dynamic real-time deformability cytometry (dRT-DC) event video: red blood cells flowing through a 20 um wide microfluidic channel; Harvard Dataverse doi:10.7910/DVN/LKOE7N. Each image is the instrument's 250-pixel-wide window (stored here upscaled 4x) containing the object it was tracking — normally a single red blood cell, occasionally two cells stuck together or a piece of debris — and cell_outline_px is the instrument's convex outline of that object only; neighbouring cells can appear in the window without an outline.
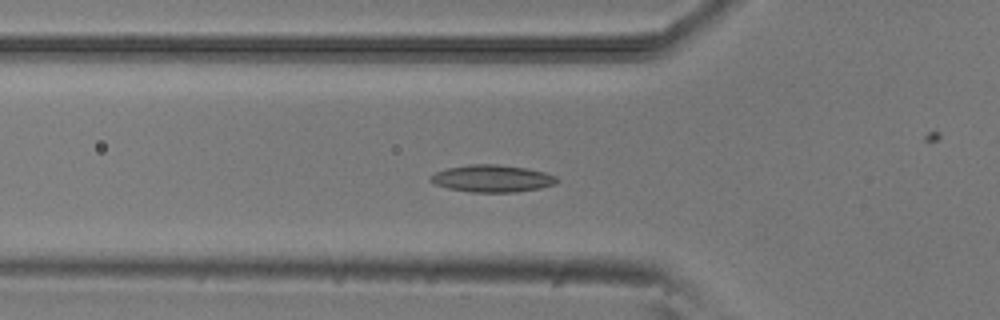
{"species": "common noctule bat (a hibernating species)", "species_latin": "Nyctalus noctula", "temperature_condition": "room temperature", "stored_images_in_passage": 38, "camera_frame_rate_fps": 3000, "um_per_image_px": 0.085, "animal": {"sex": "male", "body_mass_g": 20.5, "forearm_length_mm": 52.5}, "frame": {"image": 1, "passage_image": 2, "time_ms": 0.333, "image_size_px": [1000, 320], "cell_outline_px": [[560, 180], [556, 184], [540, 188], [516, 192], [472, 192], [448, 188], [436, 184], [428, 180], [428, 176], [436, 172], [448, 168], [468, 164], [496, 164], [524, 168], [544, 172], [556, 176]], "centroid_in_image_um": [41.83, 15.17], "position_along_channel_um": 84.0, "area_um2": 20.0}}
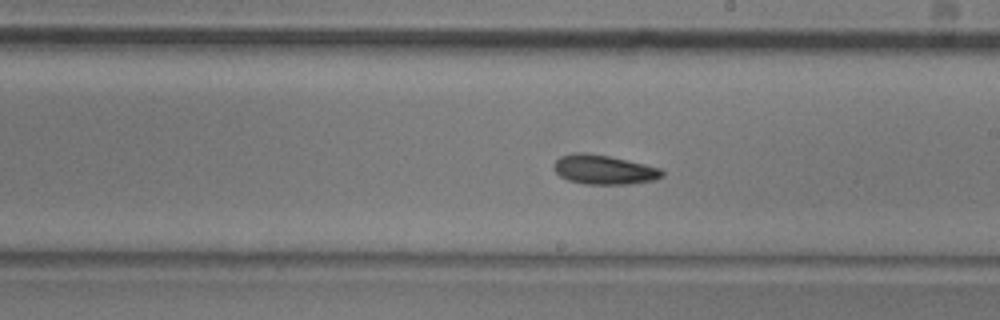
{"frame": {"image": 2, "passage_image": 14, "time_ms": 4.333, "image_size_px": [1000, 320], "cell_outline_px": [[664, 176], [656, 180], [632, 184], [584, 184], [568, 180], [560, 176], [552, 168], [552, 164], [560, 156], [572, 152], [584, 152], [608, 156], [644, 164], [660, 168], [664, 172]], "centroid_in_image_um": [51.31, 14.42], "position_along_channel_um": 237.7, "area_um2": 18.73}}
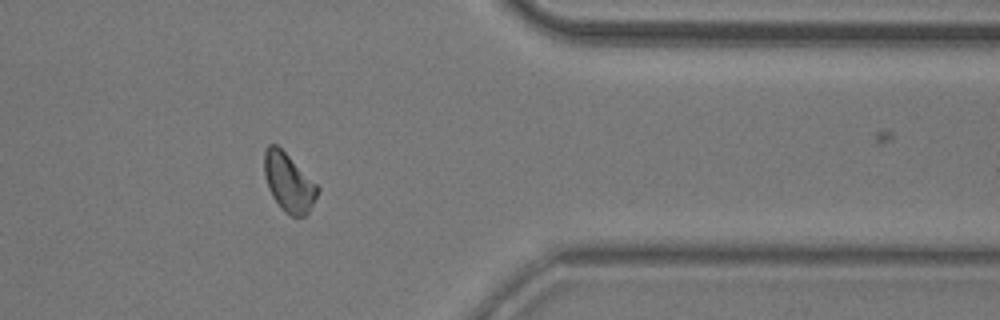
{"frame": {"image": 3, "passage_image": 27, "time_ms": 8.667, "image_size_px": [1000, 320], "cell_outline_px": [[320, 188], [308, 212], [304, 216], [292, 216], [284, 212], [272, 196], [268, 188], [264, 176], [264, 152], [268, 144], [276, 144]], "centroid_in_image_um": [24.5, 15.52], "position_along_channel_um": 386.9, "area_um2": 17.74}}